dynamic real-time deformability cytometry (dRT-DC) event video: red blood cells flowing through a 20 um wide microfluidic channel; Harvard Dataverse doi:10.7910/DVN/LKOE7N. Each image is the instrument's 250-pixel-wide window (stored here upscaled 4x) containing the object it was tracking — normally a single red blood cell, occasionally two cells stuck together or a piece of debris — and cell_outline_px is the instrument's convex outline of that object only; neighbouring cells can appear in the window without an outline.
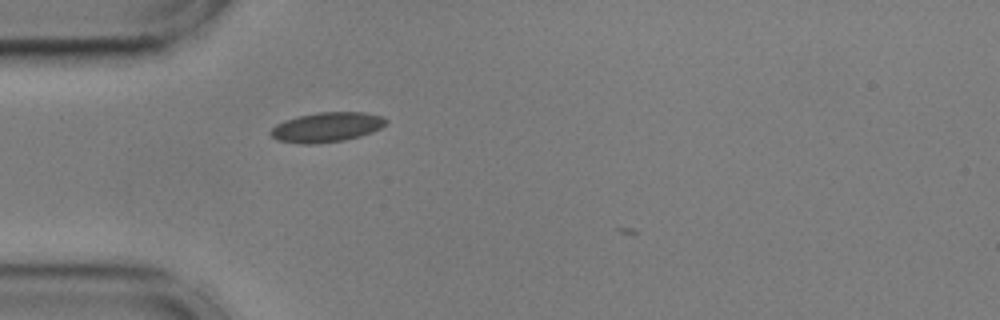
{"species": "common noctule bat (a hibernating species)", "species_latin": "Nyctalus noctula", "temperature_condition": "cold", "stored_images_in_passage": 3, "camera_frame_rate_fps": 3000, "um_per_image_px": 0.085, "animal": {"sex": "male", "body_mass_g": 17.9, "forearm_length_mm": 54.2}, "frame": {"image": 1, "passage_image": 2, "time_ms": 0.333, "image_size_px": [1000, 320], "cell_outline_px": [[388, 124], [372, 132], [360, 136], [344, 140], [316, 144], [304, 144], [280, 140], [272, 136], [268, 132], [276, 124], [284, 120], [316, 112], [364, 112], [380, 116], [388, 120]], "centroid_in_image_um": [27.79, 10.8], "position_along_channel_um": 57.2, "area_um2": 19.94}}